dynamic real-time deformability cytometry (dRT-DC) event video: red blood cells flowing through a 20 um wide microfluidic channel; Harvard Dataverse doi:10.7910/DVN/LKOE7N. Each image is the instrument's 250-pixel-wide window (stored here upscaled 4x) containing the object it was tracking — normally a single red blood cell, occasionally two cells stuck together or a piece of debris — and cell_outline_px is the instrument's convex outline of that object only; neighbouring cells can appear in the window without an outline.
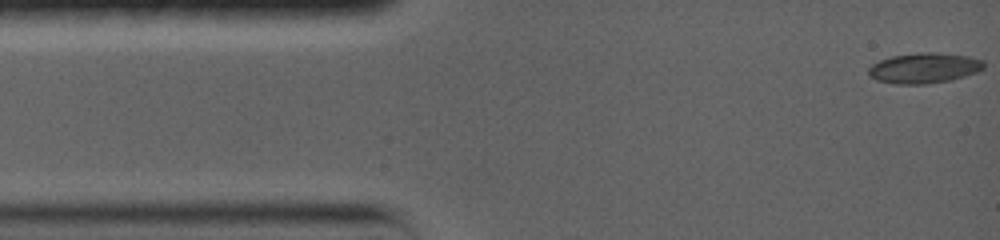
{"species": "common noctule bat (a hibernating species)", "species_latin": "Nyctalus noctula", "temperature_condition": "warm", "stored_images_in_passage": 72, "camera_frame_rate_fps": 5000, "um_per_image_px": 0.085, "animal": {"sex": "female", "body_mass_g": 19.0, "forearm_length_mm": 56.7}, "frame": {"image": 1, "passage_image": 1, "time_ms": 0.0, "image_size_px": [1000, 240], "cell_outline_px": [[984, 68], [976, 72], [952, 80], [924, 84], [896, 84], [876, 80], [868, 72], [868, 68], [872, 64], [880, 60], [892, 56], [916, 52], [936, 52], [968, 56], [984, 60]], "centroid_in_image_um": [78.56, 5.77], "position_along_channel_um": 6.4, "area_um2": 20.46}}
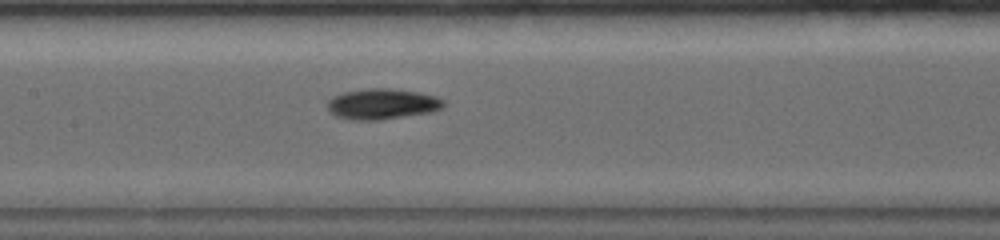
{"frame": {"image": 2, "passage_image": 30, "time_ms": 6.8, "image_size_px": [1000, 240], "cell_outline_px": [[444, 108], [432, 112], [380, 120], [352, 120], [336, 116], [328, 108], [328, 100], [332, 96], [344, 92], [364, 88], [388, 88], [420, 92], [436, 96], [444, 100]], "centroid_in_image_um": [32.51, 8.83], "position_along_channel_um": 174.9, "area_um2": 20.92}}
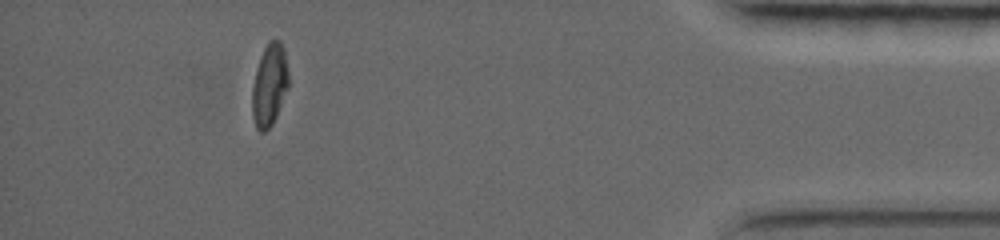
{"frame": {"image": 3, "passage_image": 63, "time_ms": 15.0, "image_size_px": [1000, 240], "cell_outline_px": [[288, 88], [276, 116], [272, 124], [264, 132], [260, 132], [256, 128], [252, 116], [252, 88], [256, 68], [260, 56], [268, 40], [280, 40], [284, 48], [288, 72]], "centroid_in_image_um": [22.89, 7.21], "position_along_channel_um": 412.3, "area_um2": 17.51}, "authors_computed_cell_mechanics": {"area_um2": 18.9873, "velocity_mm_per_s": 3.6161, "shape_relaxation_time_tau1_ms": 4.1756, "shape_relaxation_time_tau2_ms": null, "deformation_change_tau1": 0.1535, "deformation_change_tau2": null}}